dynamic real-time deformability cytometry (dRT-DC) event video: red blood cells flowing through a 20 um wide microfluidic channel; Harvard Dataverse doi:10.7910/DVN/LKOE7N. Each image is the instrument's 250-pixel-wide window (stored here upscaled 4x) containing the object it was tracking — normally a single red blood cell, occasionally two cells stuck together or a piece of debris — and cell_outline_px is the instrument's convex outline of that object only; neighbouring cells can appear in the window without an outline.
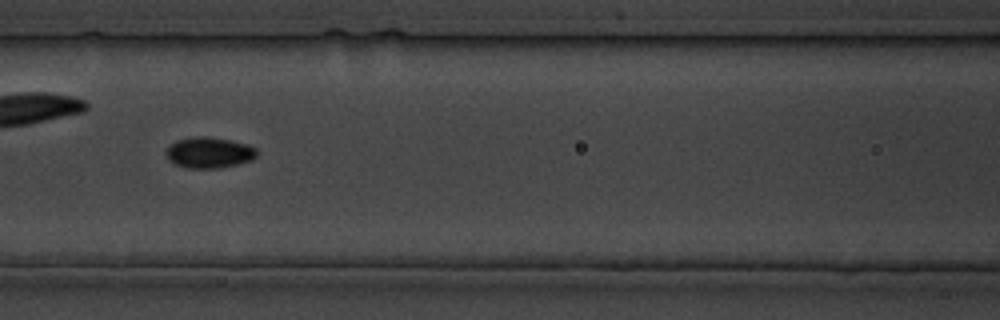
{"species": "common noctule bat (a hibernating species)", "species_latin": "Nyctalus noctula", "temperature_condition": "cold", "stored_images_in_passage": 32, "camera_frame_rate_fps": 3000, "um_per_image_px": 0.085, "animal": {"sex": "male", "body_mass_g": 19.5, "forearm_length_mm": 54.6}, "frame": {"image": 1, "passage_image": 14, "time_ms": 15.667, "image_size_px": [1000, 320], "cell_outline_px": [[256, 156], [252, 160], [220, 168], [188, 168], [172, 164], [168, 160], [164, 152], [176, 140], [196, 136], [204, 136], [232, 140], [248, 144], [256, 148]], "centroid_in_image_um": [17.75, 12.97], "position_along_channel_um": 148.8, "area_um2": 16.47}}